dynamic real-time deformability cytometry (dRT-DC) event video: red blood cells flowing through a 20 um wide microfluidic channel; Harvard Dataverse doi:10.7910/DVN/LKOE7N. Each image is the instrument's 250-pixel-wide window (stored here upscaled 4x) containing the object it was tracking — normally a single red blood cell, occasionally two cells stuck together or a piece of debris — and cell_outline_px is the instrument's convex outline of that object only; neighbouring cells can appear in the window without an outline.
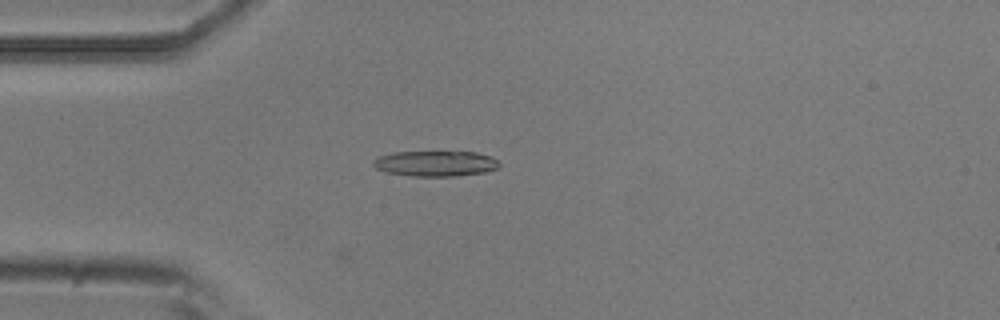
{"species": "common noctule bat (a hibernating species)", "species_latin": "Nyctalus noctula", "temperature_condition": "room temperature", "stored_images_in_passage": 36, "camera_frame_rate_fps": 3000, "um_per_image_px": 0.085, "animal": {"sex": "male", "body_mass_g": 20.5, "forearm_length_mm": 52.5}, "frame": {"image": 1, "passage_image": 1, "time_ms": 0.0, "image_size_px": [1000, 320], "cell_outline_px": [[500, 164], [496, 168], [484, 172], [456, 176], [412, 176], [384, 172], [376, 168], [372, 164], [372, 160], [380, 156], [392, 152], [476, 152], [492, 156]], "centroid_in_image_um": [36.98, 13.9], "position_along_channel_um": 48.0, "area_um2": 18.73}}
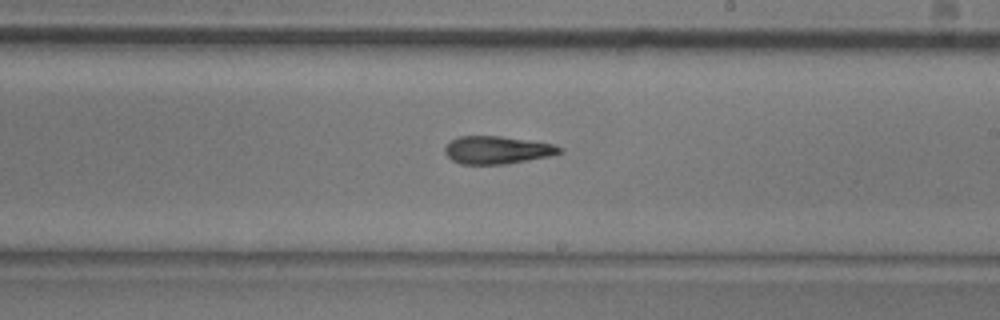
{"frame": {"image": 2, "passage_image": 18, "time_ms": 5.667, "image_size_px": [1000, 320], "cell_outline_px": [[564, 148], [560, 152], [552, 156], [508, 164], [460, 164], [452, 160], [444, 152], [444, 148], [456, 136], [500, 136], [528, 140], [552, 144]], "centroid_in_image_um": [42.26, 12.75], "position_along_channel_um": 246.7, "area_um2": 18.61}}
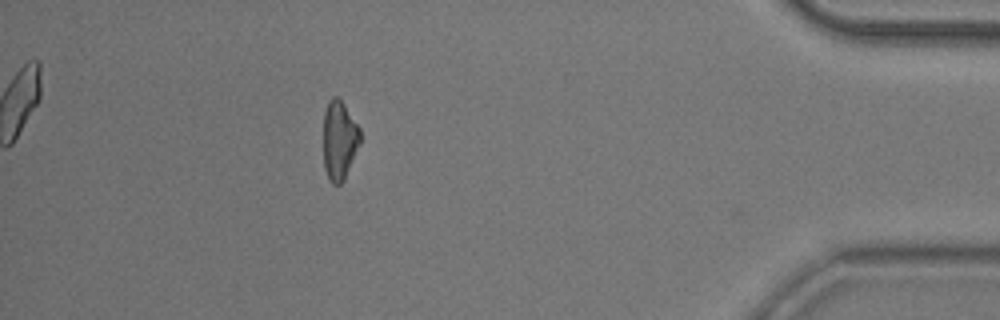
{"frame": {"image": 3, "passage_image": 35, "time_ms": 11.333, "image_size_px": [1000, 320], "cell_outline_px": [[360, 144], [344, 180], [340, 184], [332, 184], [328, 180], [324, 168], [324, 112], [328, 100], [332, 96], [336, 96], [344, 104], [360, 128]], "centroid_in_image_um": [28.84, 11.93], "position_along_channel_um": 406.4, "area_um2": 17.05}, "authors_computed_cell_mechanics": {"area_um2": 18.6694, "velocity_mm_per_s": 3.7082, "shape_relaxation_time_tau1_ms": null, "shape_relaxation_time_tau2_ms": 6.9276, "deformation_change_tau1": null, "deformation_change_tau2": 0.1997}}